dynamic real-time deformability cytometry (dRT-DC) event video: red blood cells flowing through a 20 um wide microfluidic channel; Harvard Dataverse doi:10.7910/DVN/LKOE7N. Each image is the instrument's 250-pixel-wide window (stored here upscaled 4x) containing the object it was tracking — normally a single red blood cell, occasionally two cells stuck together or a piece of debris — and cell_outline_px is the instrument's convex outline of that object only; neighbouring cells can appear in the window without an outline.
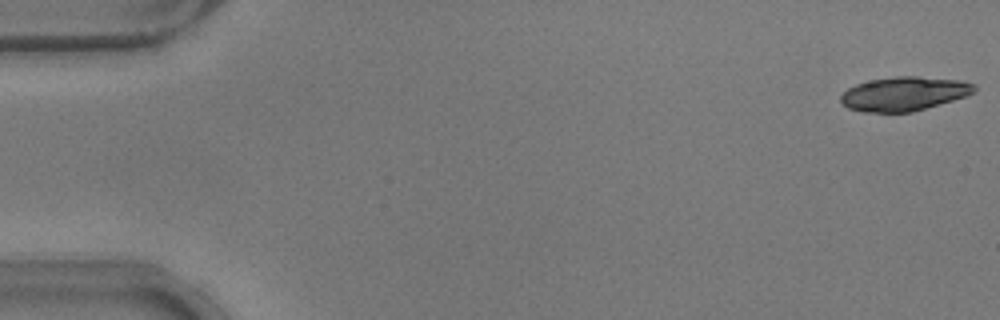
{"species": "common noctule bat (a hibernating species)", "species_latin": "Nyctalus noctula", "temperature_condition": "warm", "stored_images_in_passage": 12, "camera_frame_rate_fps": 3000, "um_per_image_px": 0.085, "animal": {"sex": "male", "body_mass_g": 17.9}, "frame": {"image": 1, "passage_image": 1, "time_ms": 0.0, "image_size_px": [1000, 320], "cell_outline_px": [[976, 92], [952, 100], [912, 112], [864, 112], [848, 108], [840, 100], [840, 96], [848, 88], [856, 84], [872, 80], [896, 76], [916, 76], [960, 80], [976, 84]], "centroid_in_image_um": [76.85, 7.96], "position_along_channel_um": 8.1, "area_um2": 26.3}}